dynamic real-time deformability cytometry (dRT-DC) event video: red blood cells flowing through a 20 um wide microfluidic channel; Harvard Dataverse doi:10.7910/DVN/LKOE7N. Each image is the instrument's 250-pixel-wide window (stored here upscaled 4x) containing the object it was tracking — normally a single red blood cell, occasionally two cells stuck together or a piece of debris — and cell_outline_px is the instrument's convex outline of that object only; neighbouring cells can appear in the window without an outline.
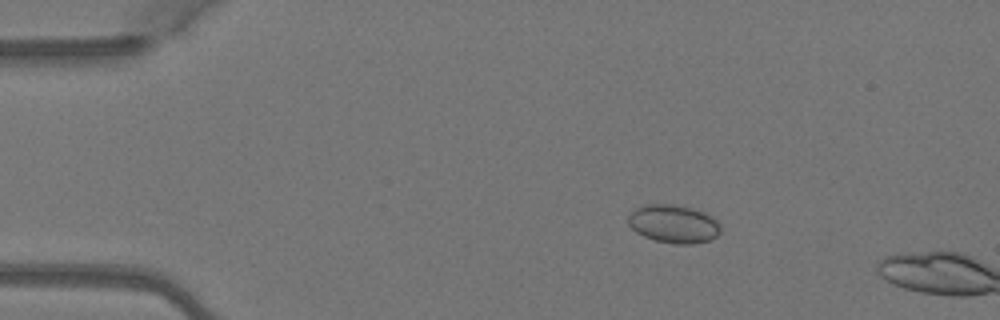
{"species": "Egyptian fruit bat (a non-hibernating species)", "species_latin": "Rousettus aegyptiacus", "temperature_condition": "warm", "stored_images_in_passage": 4, "camera_frame_rate_fps": 3000, "um_per_image_px": 0.085, "animal": {"sex": "female"}, "frame": {"image": 1, "passage_image": 3, "time_ms": 0.667, "image_size_px": [1000, 320], "cell_outline_px": [[720, 232], [712, 240], [692, 244], [676, 244], [656, 240], [644, 236], [636, 232], [628, 224], [628, 216], [636, 208], [644, 204], [676, 204], [692, 208], [704, 212], [712, 216], [720, 224]], "centroid_in_image_um": [57.27, 19.02], "position_along_channel_um": 27.7, "area_um2": 20.69}}